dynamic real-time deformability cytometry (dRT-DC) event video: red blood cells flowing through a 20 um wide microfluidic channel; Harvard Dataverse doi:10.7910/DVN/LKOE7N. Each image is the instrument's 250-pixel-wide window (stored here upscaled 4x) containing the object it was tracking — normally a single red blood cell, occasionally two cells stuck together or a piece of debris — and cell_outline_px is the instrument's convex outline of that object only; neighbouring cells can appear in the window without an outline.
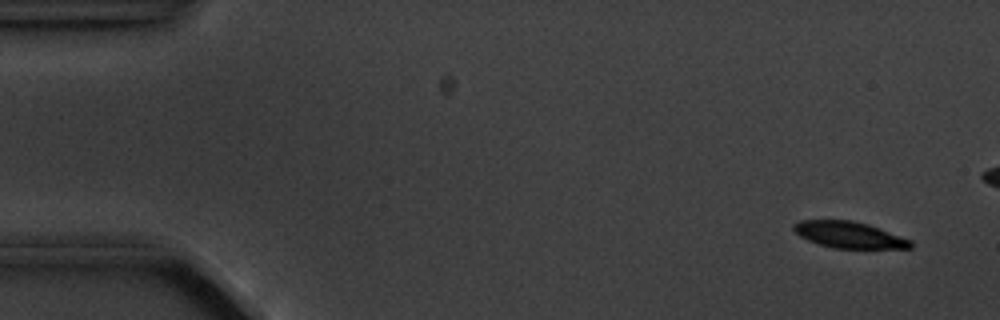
{"species": "common noctule bat (a hibernating species)", "species_latin": "Nyctalus noctula", "temperature_condition": "cold", "stored_images_in_passage": 4, "camera_frame_rate_fps": 3000, "um_per_image_px": 0.085, "animal": {"sex": "male", "body_mass_g": 20.1, "forearm_length_mm": 53.5}, "frame": {"image": 1, "passage_image": 1, "time_ms": 0.0, "image_size_px": [1000, 320], "cell_outline_px": [[912, 248], [832, 248], [808, 240], [800, 236], [792, 228], [792, 224], [800, 220], [852, 220], [868, 224], [880, 228], [912, 240]], "centroid_in_image_um": [72.17, 19.95], "position_along_channel_um": 12.8, "area_um2": 17.98}}